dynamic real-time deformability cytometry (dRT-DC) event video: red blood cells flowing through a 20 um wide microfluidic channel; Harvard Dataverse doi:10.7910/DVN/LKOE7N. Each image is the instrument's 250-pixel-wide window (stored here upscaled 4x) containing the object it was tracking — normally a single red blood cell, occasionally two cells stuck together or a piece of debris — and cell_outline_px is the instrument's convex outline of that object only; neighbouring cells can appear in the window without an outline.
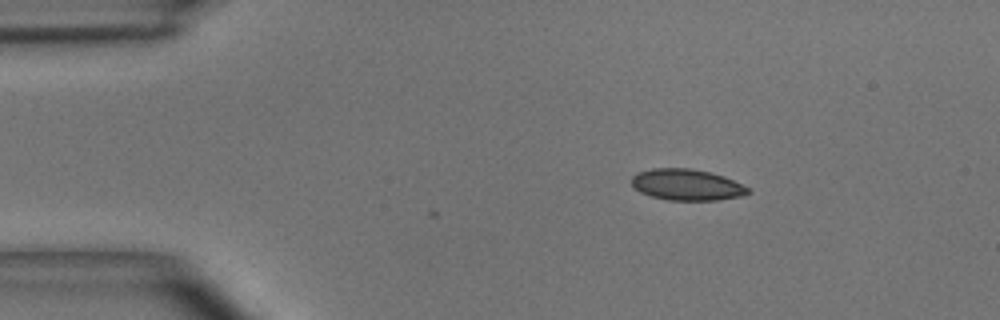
{"species": "common noctule bat (a hibernating species)", "species_latin": "Nyctalus noctula", "temperature_condition": "room temperature", "stored_images_in_passage": 5, "camera_frame_rate_fps": 3000, "um_per_image_px": 0.085, "animal": {"sex": "male", "body_mass_g": 15.6}, "frame": {"image": 1, "passage_image": 1, "time_ms": 0.0, "image_size_px": [1000, 320], "cell_outline_px": [[752, 192], [740, 196], [716, 200], [668, 200], [652, 196], [640, 192], [632, 184], [632, 176], [640, 172], [652, 168], [692, 168], [712, 172], [724, 176], [748, 188]], "centroid_in_image_um": [58.38, 15.69], "position_along_channel_um": 26.6, "area_um2": 21.04}}